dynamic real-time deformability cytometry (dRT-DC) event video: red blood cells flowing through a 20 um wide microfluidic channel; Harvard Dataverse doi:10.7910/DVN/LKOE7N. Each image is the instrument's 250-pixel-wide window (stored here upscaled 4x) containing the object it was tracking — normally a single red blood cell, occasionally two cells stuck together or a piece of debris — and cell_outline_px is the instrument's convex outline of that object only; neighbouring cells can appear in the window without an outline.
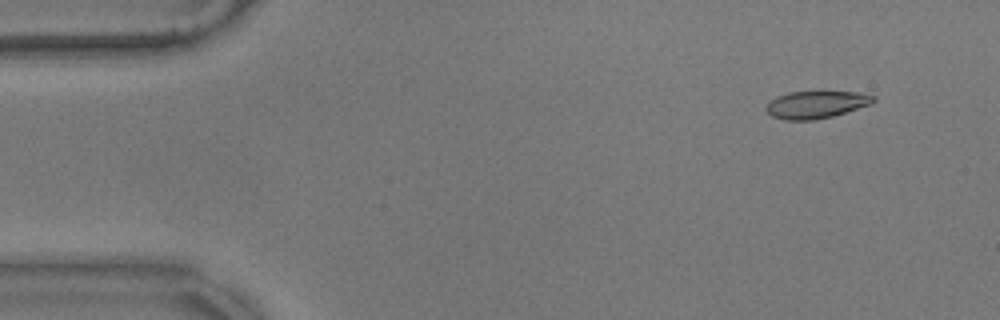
{"species": "common noctule bat (a hibernating species)", "species_latin": "Nyctalus noctula", "temperature_condition": "warm", "stored_images_in_passage": 57, "camera_frame_rate_fps": 3000, "um_per_image_px": 0.085, "animal": {"sex": "male", "body_mass_g": 17.9}, "frame": {"image": 1, "passage_image": 5, "time_ms": 1.333, "image_size_px": [1000, 320], "cell_outline_px": [[876, 100], [872, 104], [832, 116], [816, 120], [784, 120], [772, 116], [764, 108], [776, 96], [788, 92], [856, 92], [876, 96]], "centroid_in_image_um": [69.38, 8.89], "position_along_channel_um": 15.6, "area_um2": 17.05}}
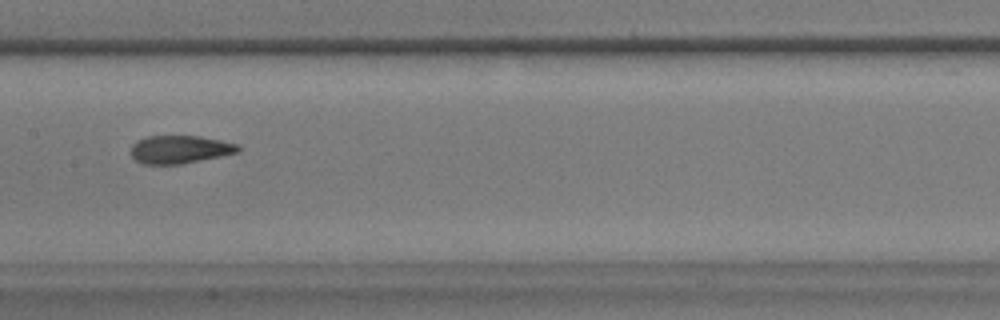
{"frame": {"image": 2, "passage_image": 28, "time_ms": 9.0, "image_size_px": [1000, 320], "cell_outline_px": [[240, 152], [180, 164], [144, 164], [136, 160], [132, 156], [132, 144], [136, 140], [148, 136], [200, 136], [240, 144]], "centroid_in_image_um": [15.3, 12.69], "position_along_channel_um": 192.1, "area_um2": 17.46}}
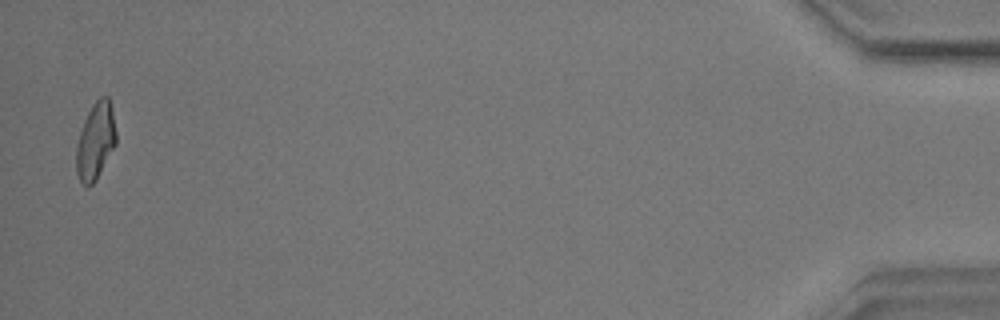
{"frame": {"image": 3, "passage_image": 56, "time_ms": 18.333, "image_size_px": [1000, 320], "cell_outline_px": [[116, 144], [96, 180], [88, 188], [80, 180], [76, 172], [76, 144], [84, 120], [88, 112], [96, 100], [100, 96], [108, 96], [112, 108], [116, 132]], "centroid_in_image_um": [8.12, 11.99], "position_along_channel_um": 427.1, "area_um2": 17.86}, "authors_computed_cell_mechanics": {"area_um2": 17.8024, "velocity_mm_per_s": 3.5243, "shape_relaxation_time_tau1_ms": 6.691, "shape_relaxation_time_tau2_ms": 2.2069, "deformation_change_tau1": 0.2154, "deformation_change_tau2": 0.0695}}